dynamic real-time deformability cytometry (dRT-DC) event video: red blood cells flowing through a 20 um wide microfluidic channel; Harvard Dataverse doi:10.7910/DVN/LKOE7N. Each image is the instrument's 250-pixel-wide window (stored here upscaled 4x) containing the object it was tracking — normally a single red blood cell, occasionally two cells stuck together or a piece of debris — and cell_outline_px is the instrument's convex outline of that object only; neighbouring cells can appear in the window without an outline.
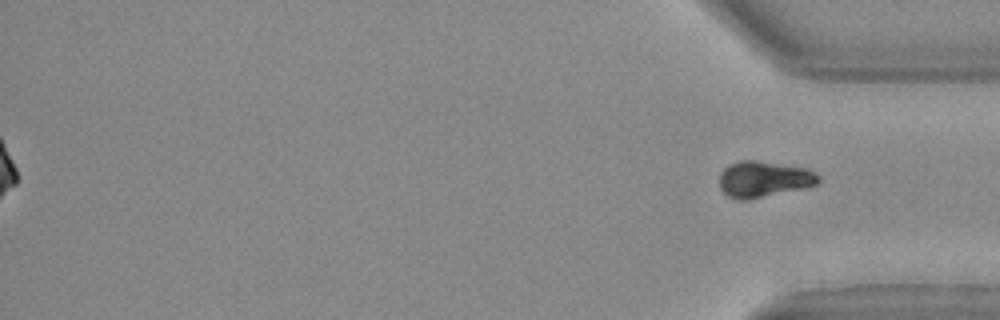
{"species": "Egyptian fruit bat (a non-hibernating species)", "species_latin": "Rousettus aegyptiacus", "temperature_condition": "warm", "stored_images_in_passage": 39, "segment_of_instrument_passage": [2, 2], "camera_frame_rate_fps": 3000, "um_per_image_px": 0.085, "animal": {"sex": "female"}, "frame": {"image": 1, "passage_image": 39, "time_ms": 12.667, "image_size_px": [1000, 320], "cell_outline_px": [[820, 184], [804, 188], [748, 200], [736, 200], [728, 196], [720, 188], [720, 172], [728, 164], [740, 160], [752, 160], [804, 168], [820, 176]], "centroid_in_image_um": [64.89, 15.24], "position_along_channel_um": 370.3, "area_um2": 20.75}}